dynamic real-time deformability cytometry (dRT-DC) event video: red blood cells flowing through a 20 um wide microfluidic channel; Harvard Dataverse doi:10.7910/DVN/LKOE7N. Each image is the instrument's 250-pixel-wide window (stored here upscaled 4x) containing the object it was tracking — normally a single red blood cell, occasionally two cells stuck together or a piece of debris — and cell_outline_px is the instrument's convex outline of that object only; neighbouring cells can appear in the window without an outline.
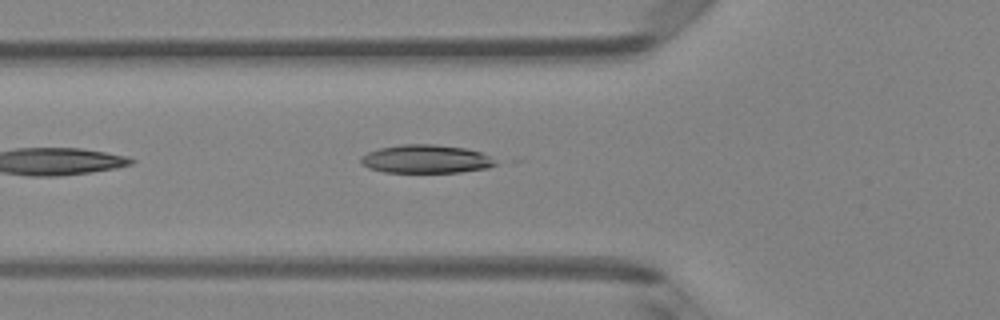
{"species": "Egyptian fruit bat (a non-hibernating species)", "species_latin": "Rousettus aegyptiacus", "temperature_condition": "room temperature", "stored_images_in_passage": 5, "camera_frame_rate_fps": 3000, "um_per_image_px": 0.085, "animal": {"sex": "female"}, "frame": {"image": 1, "passage_image": 5, "time_ms": 1.333, "image_size_px": [1000, 320], "cell_outline_px": [[496, 164], [488, 168], [460, 172], [384, 172], [368, 168], [360, 164], [360, 156], [368, 152], [380, 148], [400, 144], [436, 144], [464, 148], [480, 152], [496, 160]], "centroid_in_image_um": [36.16, 13.52], "position_along_channel_um": 89.6, "area_um2": 22.31}}